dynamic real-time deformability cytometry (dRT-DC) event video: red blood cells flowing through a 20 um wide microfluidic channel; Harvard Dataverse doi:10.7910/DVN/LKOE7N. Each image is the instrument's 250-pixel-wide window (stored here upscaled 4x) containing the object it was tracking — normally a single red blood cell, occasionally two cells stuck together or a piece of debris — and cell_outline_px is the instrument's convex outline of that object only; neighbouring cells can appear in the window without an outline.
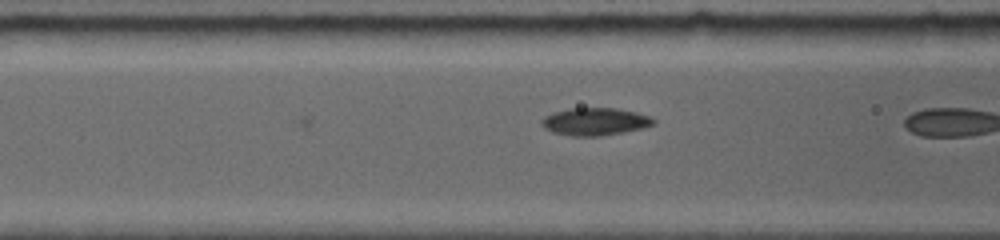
{"species": "common noctule bat (a hibernating species)", "species_latin": "Nyctalus noctula", "temperature_condition": "room temperature", "stored_images_in_passage": 4, "camera_frame_rate_fps": 5000, "um_per_image_px": 0.085, "animal": {"sex": "female", "body_mass_g": 19.0, "forearm_length_mm": 56.7}, "frame": {"image": 1, "passage_image": 4, "time_ms": 1.8, "image_size_px": [1000, 240], "cell_outline_px": [[656, 120], [652, 124], [640, 128], [620, 132], [596, 136], [576, 136], [556, 132], [548, 128], [540, 120], [544, 116], [568, 108], [616, 108], [636, 112], [648, 116]], "centroid_in_image_um": [50.59, 10.31], "position_along_channel_um": 116.0, "area_um2": 17.28}}